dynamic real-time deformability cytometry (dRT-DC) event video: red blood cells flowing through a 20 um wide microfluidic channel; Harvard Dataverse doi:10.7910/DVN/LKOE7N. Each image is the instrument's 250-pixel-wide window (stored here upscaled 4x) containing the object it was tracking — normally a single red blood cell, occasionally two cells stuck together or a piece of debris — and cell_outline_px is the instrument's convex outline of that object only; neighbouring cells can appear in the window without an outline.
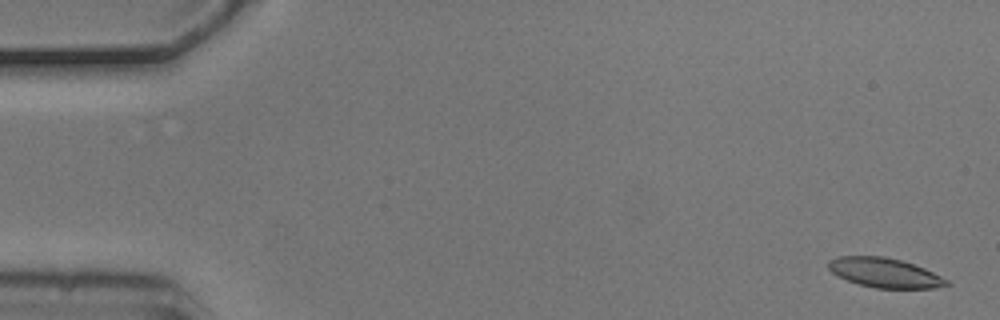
{"species": "common noctule bat (a hibernating species)", "species_latin": "Nyctalus noctula", "temperature_condition": "cold", "stored_images_in_passage": 3, "camera_frame_rate_fps": 3000, "um_per_image_px": 0.085, "animal": {"sex": "male", "body_mass_g": 20.5, "forearm_length_mm": 52.5}, "frame": {"image": 1, "passage_image": 1, "time_ms": 0.0, "image_size_px": [1000, 320], "cell_outline_px": [[952, 284], [936, 288], [876, 288], [860, 284], [836, 276], [828, 268], [828, 260], [840, 256], [884, 256], [900, 260], [924, 268], [948, 280]], "centroid_in_image_um": [75.19, 23.18], "position_along_channel_um": 9.8, "area_um2": 20.23}}
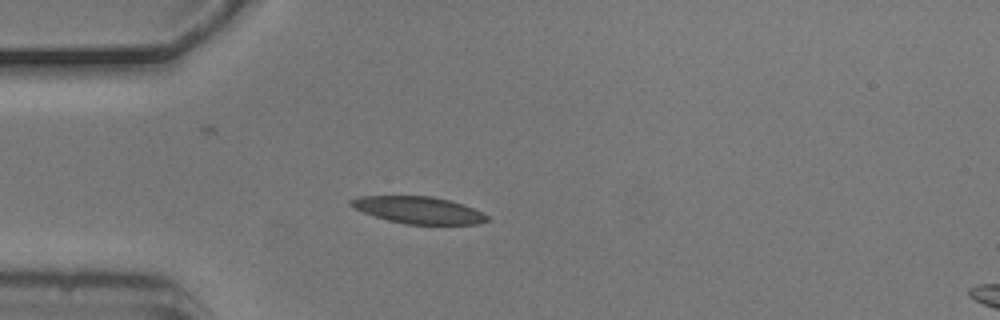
{"frame": {"image": 2, "passage_image": 3, "time_ms": 0.667, "image_size_px": [1000, 320], "cell_outline_px": [[488, 220], [480, 224], [408, 224], [388, 220], [364, 212], [348, 204], [348, 200], [360, 196], [432, 196], [448, 200], [472, 208], [488, 216]], "centroid_in_image_um": [35.55, 17.85], "position_along_channel_um": 49.5, "area_um2": 21.04}}